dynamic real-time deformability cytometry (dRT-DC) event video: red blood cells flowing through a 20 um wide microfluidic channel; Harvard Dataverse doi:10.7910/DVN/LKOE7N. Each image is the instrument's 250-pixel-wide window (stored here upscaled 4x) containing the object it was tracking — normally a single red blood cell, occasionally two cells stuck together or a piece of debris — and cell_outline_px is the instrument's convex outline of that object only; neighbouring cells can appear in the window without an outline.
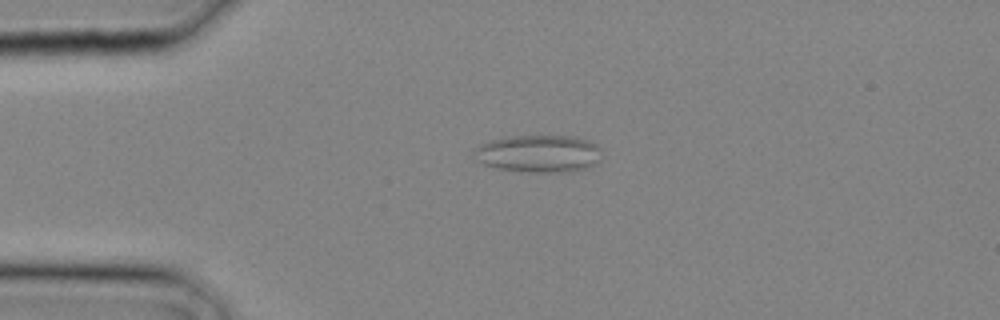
{"species": "common noctule bat (a hibernating species)", "species_latin": "Nyctalus noctula", "temperature_condition": "cold", "stored_images_in_passage": 27, "camera_frame_rate_fps": 3000, "um_per_image_px": 0.085, "animal": {"sex": "male", "body_mass_g": 20.4}, "frame": {"image": 1, "passage_image": 6, "time_ms": 1.667, "image_size_px": [1000, 320], "cell_outline_px": [[600, 160], [596, 164], [572, 172], [520, 172], [496, 168], [484, 164], [476, 160], [472, 152], [472, 148], [476, 144], [504, 136], [572, 136], [596, 144], [600, 148]], "centroid_in_image_um": [45.7, 13.06], "position_along_channel_um": 39.3, "area_um2": 28.32}}
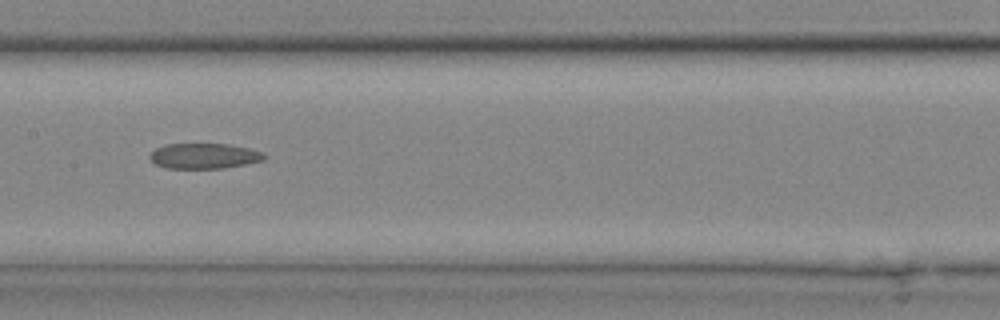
{"frame": {"image": 2, "passage_image": 14, "time_ms": 4.333, "image_size_px": [1000, 320], "cell_outline_px": [[264, 160], [224, 168], [164, 168], [156, 164], [148, 156], [156, 148], [164, 144], [228, 144], [248, 148], [260, 152], [264, 156]], "centroid_in_image_um": [17.3, 13.25], "position_along_channel_um": 190.1, "area_um2": 16.7}}
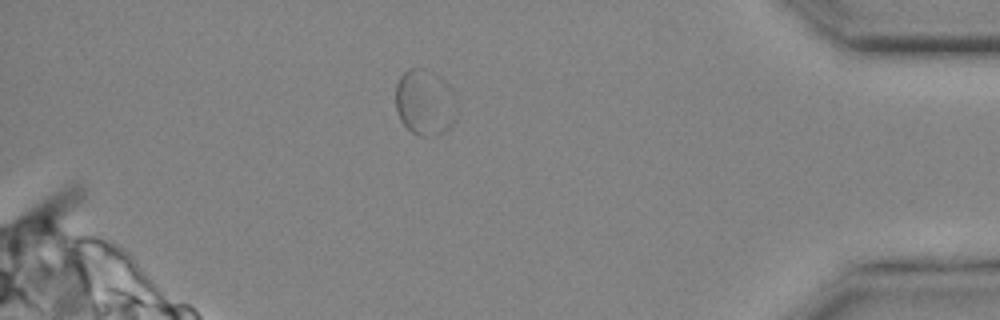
{"frame": {"image": 3, "passage_image": 25, "time_ms": 8.0, "image_size_px": [1000, 320], "cell_outline_px": [[452, 120], [448, 128], [432, 136], [420, 136], [412, 132], [400, 120], [396, 108], [396, 84], [400, 76], [408, 68], [424, 68], [440, 76], [448, 84], [452, 92]], "centroid_in_image_um": [36.03, 8.66], "position_along_channel_um": 399.2, "area_um2": 22.77}}